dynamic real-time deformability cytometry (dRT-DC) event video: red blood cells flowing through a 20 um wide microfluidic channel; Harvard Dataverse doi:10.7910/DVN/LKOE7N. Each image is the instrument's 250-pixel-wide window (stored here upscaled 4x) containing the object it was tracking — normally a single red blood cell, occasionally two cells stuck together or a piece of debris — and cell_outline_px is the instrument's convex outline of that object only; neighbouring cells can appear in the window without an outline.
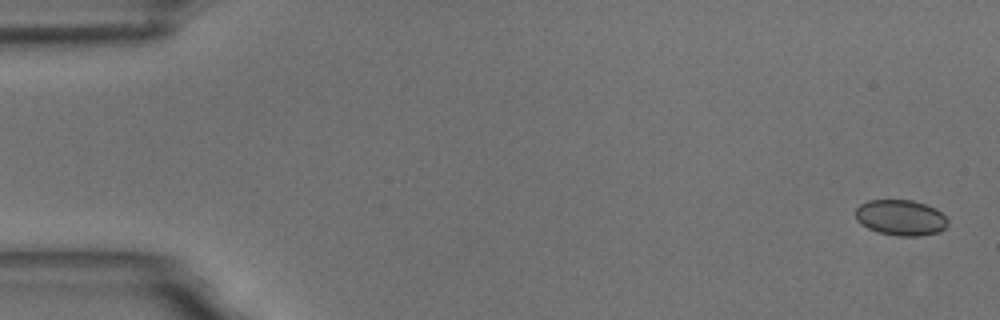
{"species": "common noctule bat (a hibernating species)", "species_latin": "Nyctalus noctula", "temperature_condition": "room temperature", "stored_images_in_passage": 5, "camera_frame_rate_fps": 3000, "um_per_image_px": 0.085, "animal": {"sex": "male", "body_mass_g": 18.8}, "frame": {"image": 1, "passage_image": 1, "time_ms": 0.0, "image_size_px": [1000, 320], "cell_outline_px": [[948, 224], [940, 232], [920, 236], [896, 236], [880, 232], [868, 228], [856, 220], [856, 208], [860, 204], [868, 200], [912, 200], [936, 208], [948, 220]], "centroid_in_image_um": [76.57, 18.5], "position_along_channel_um": 8.4, "area_um2": 19.19}}
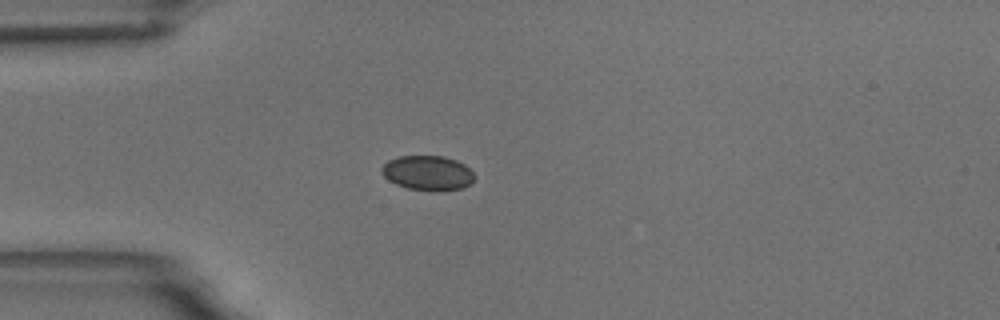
{"frame": {"image": 2, "passage_image": 5, "time_ms": 4.667, "image_size_px": [1000, 320], "cell_outline_px": [[476, 176], [468, 184], [460, 188], [408, 188], [396, 184], [388, 180], [380, 172], [380, 168], [388, 160], [400, 156], [444, 156], [456, 160], [464, 164]], "centroid_in_image_um": [36.3, 14.64], "position_along_channel_um": 48.7, "area_um2": 18.03}}